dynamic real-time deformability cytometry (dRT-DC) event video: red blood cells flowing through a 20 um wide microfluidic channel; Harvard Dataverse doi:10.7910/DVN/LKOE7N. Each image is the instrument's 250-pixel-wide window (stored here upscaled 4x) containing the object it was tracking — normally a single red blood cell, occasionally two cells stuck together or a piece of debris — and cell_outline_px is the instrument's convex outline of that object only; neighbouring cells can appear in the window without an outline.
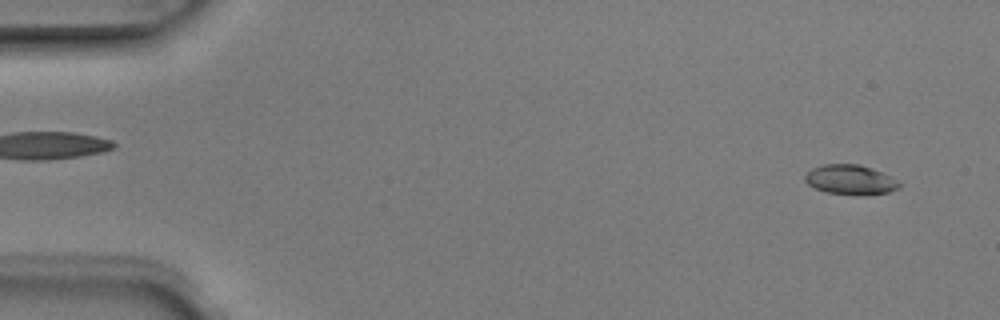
{"species": "Egyptian fruit bat (a non-hibernating species)", "species_latin": "Rousettus aegyptiacus", "temperature_condition": "room temperature", "stored_images_in_passage": 4, "camera_frame_rate_fps": 3000, "um_per_image_px": 0.085, "animal": {"sex": "male"}, "frame": {"image": 1, "passage_image": 1, "time_ms": 0.0, "image_size_px": [1000, 320], "cell_outline_px": [[900, 188], [888, 192], [828, 192], [816, 188], [808, 184], [804, 180], [804, 176], [812, 168], [824, 164], [860, 164], [872, 168], [888, 176], [900, 184]], "centroid_in_image_um": [72.22, 15.21], "position_along_channel_um": 12.8, "area_um2": 15.32}}
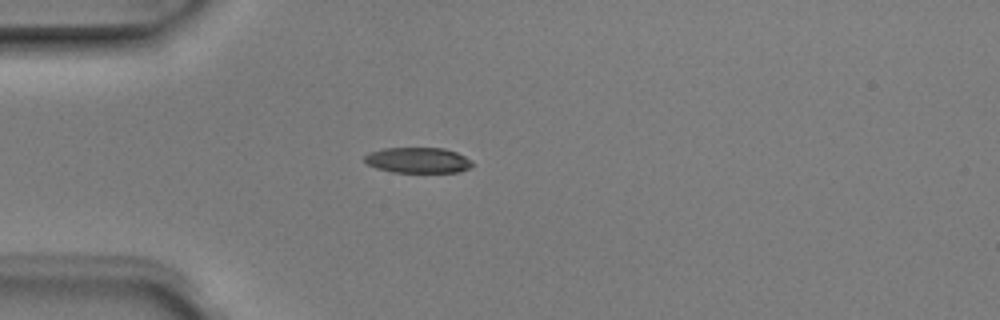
{"frame": {"image": 2, "passage_image": 4, "time_ms": 1.0, "image_size_px": [1000, 320], "cell_outline_px": [[472, 164], [468, 168], [460, 172], [392, 172], [376, 168], [368, 164], [364, 160], [364, 156], [368, 152], [384, 148], [444, 148], [456, 152], [472, 160]], "centroid_in_image_um": [35.5, 13.61], "position_along_channel_um": 49.5, "area_um2": 16.07}}